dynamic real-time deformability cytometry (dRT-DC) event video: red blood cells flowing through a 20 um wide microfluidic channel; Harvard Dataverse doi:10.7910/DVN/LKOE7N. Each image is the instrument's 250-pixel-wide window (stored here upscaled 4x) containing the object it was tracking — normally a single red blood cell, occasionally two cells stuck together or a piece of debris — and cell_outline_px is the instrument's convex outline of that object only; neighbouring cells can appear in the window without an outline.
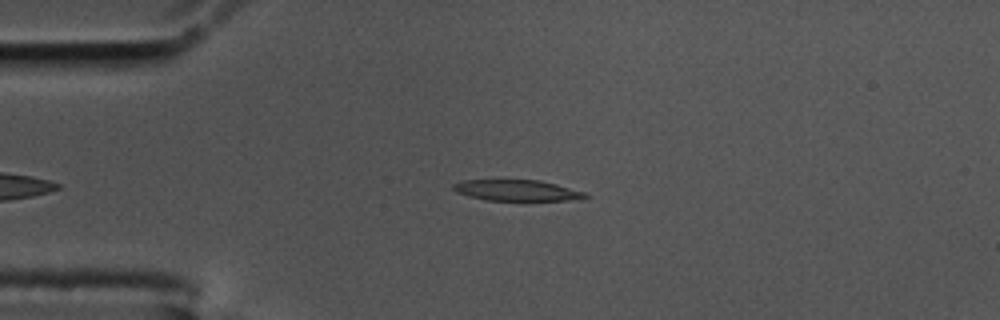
{"species": "common noctule bat (a hibernating species)", "species_latin": "Nyctalus noctula", "temperature_condition": "cold", "stored_images_in_passage": 43, "camera_frame_rate_fps": 3000, "um_per_image_px": 0.085, "animal": {"sex": "male", "body_mass_g": 17.5, "forearm_length_mm": 52.3}, "frame": {"image": 1, "passage_image": 4, "time_ms": 1.0, "image_size_px": [1000, 320], "cell_outline_px": [[588, 196], [568, 200], [488, 200], [468, 196], [456, 192], [452, 188], [452, 184], [460, 180], [540, 180], [556, 184], [584, 192]], "centroid_in_image_um": [43.85, 16.17], "position_along_channel_um": 41.2, "area_um2": 15.9}}
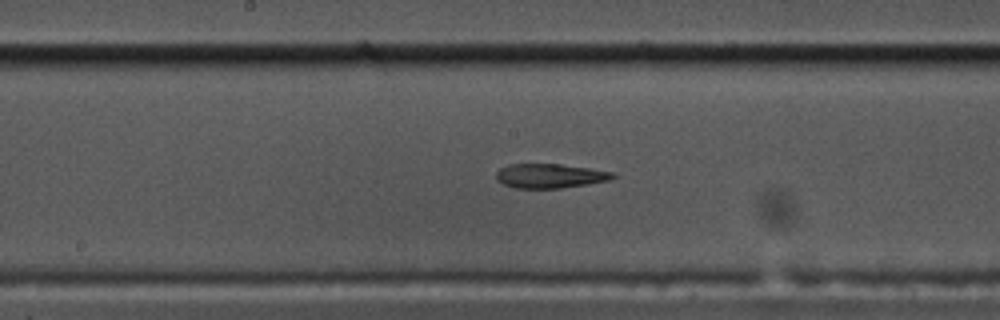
{"frame": {"image": 2, "passage_image": 20, "time_ms": 6.333, "image_size_px": [1000, 320], "cell_outline_px": [[616, 176], [612, 180], [588, 184], [560, 188], [516, 188], [504, 184], [496, 180], [496, 172], [500, 168], [508, 164], [560, 164], [616, 172]], "centroid_in_image_um": [46.77, 14.95], "position_along_channel_um": 201.4, "area_um2": 16.65}}
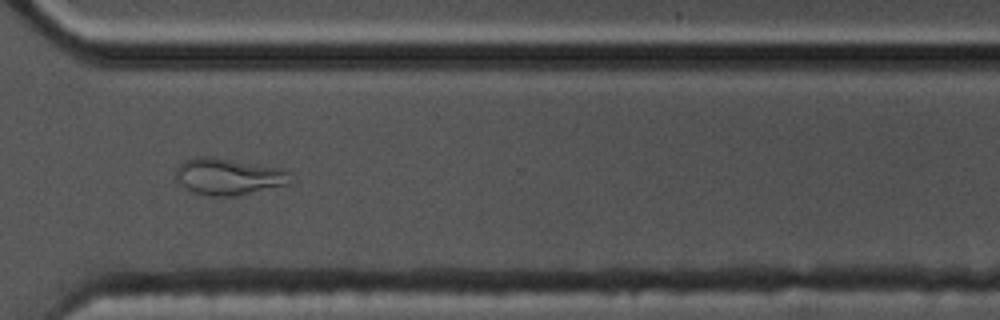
{"frame": {"image": 3, "passage_image": 33, "time_ms": 10.667, "image_size_px": [1000, 320], "cell_outline_px": [[292, 184], [236, 196], [208, 196], [192, 192], [184, 188], [176, 180], [176, 168], [184, 160], [200, 156], [208, 156], [280, 168], [292, 172]], "centroid_in_image_um": [19.45, 15.02], "position_along_channel_um": 351.2, "area_um2": 24.8}, "authors_computed_cell_mechanics": {"area_um2": 17.5712, "velocity_mm_per_s": 3.4515, "shape_relaxation_time_tau1_ms": null, "shape_relaxation_time_tau2_ms": 3.2092, "deformation_change_tau1": null, "deformation_change_tau2": 0.1196}}